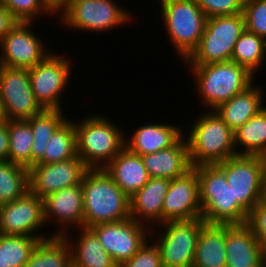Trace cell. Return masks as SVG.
<instances>
[{
  "label": "cell",
  "instance_id": "d4e9b609",
  "mask_svg": "<svg viewBox=\"0 0 266 267\" xmlns=\"http://www.w3.org/2000/svg\"><path fill=\"white\" fill-rule=\"evenodd\" d=\"M227 224L205 223L196 245L192 267H226Z\"/></svg>",
  "mask_w": 266,
  "mask_h": 267
},
{
  "label": "cell",
  "instance_id": "44dd1931",
  "mask_svg": "<svg viewBox=\"0 0 266 267\" xmlns=\"http://www.w3.org/2000/svg\"><path fill=\"white\" fill-rule=\"evenodd\" d=\"M122 191L131 198L150 179L140 155L124 147L104 168Z\"/></svg>",
  "mask_w": 266,
  "mask_h": 267
},
{
  "label": "cell",
  "instance_id": "f1b7e54d",
  "mask_svg": "<svg viewBox=\"0 0 266 267\" xmlns=\"http://www.w3.org/2000/svg\"><path fill=\"white\" fill-rule=\"evenodd\" d=\"M62 110H46L34 115L27 121L33 132L31 167L44 155L45 147L53 133L68 119Z\"/></svg>",
  "mask_w": 266,
  "mask_h": 267
},
{
  "label": "cell",
  "instance_id": "5b68a950",
  "mask_svg": "<svg viewBox=\"0 0 266 267\" xmlns=\"http://www.w3.org/2000/svg\"><path fill=\"white\" fill-rule=\"evenodd\" d=\"M77 155L89 169L104 168L124 147V131L112 121L97 115L74 121Z\"/></svg>",
  "mask_w": 266,
  "mask_h": 267
},
{
  "label": "cell",
  "instance_id": "1f68e13d",
  "mask_svg": "<svg viewBox=\"0 0 266 267\" xmlns=\"http://www.w3.org/2000/svg\"><path fill=\"white\" fill-rule=\"evenodd\" d=\"M9 152L11 163L31 168L33 132L27 120H8Z\"/></svg>",
  "mask_w": 266,
  "mask_h": 267
},
{
  "label": "cell",
  "instance_id": "52a82bcc",
  "mask_svg": "<svg viewBox=\"0 0 266 267\" xmlns=\"http://www.w3.org/2000/svg\"><path fill=\"white\" fill-rule=\"evenodd\" d=\"M245 30L243 13L207 18L198 47L184 63L213 64L231 61L235 44Z\"/></svg>",
  "mask_w": 266,
  "mask_h": 267
},
{
  "label": "cell",
  "instance_id": "ab89813d",
  "mask_svg": "<svg viewBox=\"0 0 266 267\" xmlns=\"http://www.w3.org/2000/svg\"><path fill=\"white\" fill-rule=\"evenodd\" d=\"M20 21L0 3V42Z\"/></svg>",
  "mask_w": 266,
  "mask_h": 267
},
{
  "label": "cell",
  "instance_id": "7bdbcfd3",
  "mask_svg": "<svg viewBox=\"0 0 266 267\" xmlns=\"http://www.w3.org/2000/svg\"><path fill=\"white\" fill-rule=\"evenodd\" d=\"M260 202L266 204V170L263 175L262 196Z\"/></svg>",
  "mask_w": 266,
  "mask_h": 267
},
{
  "label": "cell",
  "instance_id": "2e32d148",
  "mask_svg": "<svg viewBox=\"0 0 266 267\" xmlns=\"http://www.w3.org/2000/svg\"><path fill=\"white\" fill-rule=\"evenodd\" d=\"M30 26L20 22L1 40L0 65L31 69L51 53Z\"/></svg>",
  "mask_w": 266,
  "mask_h": 267
},
{
  "label": "cell",
  "instance_id": "4dcf8cb0",
  "mask_svg": "<svg viewBox=\"0 0 266 267\" xmlns=\"http://www.w3.org/2000/svg\"><path fill=\"white\" fill-rule=\"evenodd\" d=\"M266 59V40L255 33L245 30L236 42L231 61L256 74Z\"/></svg>",
  "mask_w": 266,
  "mask_h": 267
},
{
  "label": "cell",
  "instance_id": "30bf717a",
  "mask_svg": "<svg viewBox=\"0 0 266 267\" xmlns=\"http://www.w3.org/2000/svg\"><path fill=\"white\" fill-rule=\"evenodd\" d=\"M216 165L225 173L234 199L249 214L261 201L266 157L236 155Z\"/></svg>",
  "mask_w": 266,
  "mask_h": 267
},
{
  "label": "cell",
  "instance_id": "277c9868",
  "mask_svg": "<svg viewBox=\"0 0 266 267\" xmlns=\"http://www.w3.org/2000/svg\"><path fill=\"white\" fill-rule=\"evenodd\" d=\"M193 168L199 179L201 218L207 224H246L249 214L234 199L225 173L216 164Z\"/></svg>",
  "mask_w": 266,
  "mask_h": 267
},
{
  "label": "cell",
  "instance_id": "4316f807",
  "mask_svg": "<svg viewBox=\"0 0 266 267\" xmlns=\"http://www.w3.org/2000/svg\"><path fill=\"white\" fill-rule=\"evenodd\" d=\"M49 236L37 243L24 267H73L68 240L64 236Z\"/></svg>",
  "mask_w": 266,
  "mask_h": 267
},
{
  "label": "cell",
  "instance_id": "484cf974",
  "mask_svg": "<svg viewBox=\"0 0 266 267\" xmlns=\"http://www.w3.org/2000/svg\"><path fill=\"white\" fill-rule=\"evenodd\" d=\"M79 230L74 242L68 232L64 235L71 248L73 267H118L90 228Z\"/></svg>",
  "mask_w": 266,
  "mask_h": 267
},
{
  "label": "cell",
  "instance_id": "d6a6232c",
  "mask_svg": "<svg viewBox=\"0 0 266 267\" xmlns=\"http://www.w3.org/2000/svg\"><path fill=\"white\" fill-rule=\"evenodd\" d=\"M29 191L28 168L0 161V205L12 202Z\"/></svg>",
  "mask_w": 266,
  "mask_h": 267
},
{
  "label": "cell",
  "instance_id": "6da1fadb",
  "mask_svg": "<svg viewBox=\"0 0 266 267\" xmlns=\"http://www.w3.org/2000/svg\"><path fill=\"white\" fill-rule=\"evenodd\" d=\"M83 188V227L119 222L130 218V198L103 169H88Z\"/></svg>",
  "mask_w": 266,
  "mask_h": 267
},
{
  "label": "cell",
  "instance_id": "7402d4cb",
  "mask_svg": "<svg viewBox=\"0 0 266 267\" xmlns=\"http://www.w3.org/2000/svg\"><path fill=\"white\" fill-rule=\"evenodd\" d=\"M170 180L161 177L149 181L130 198V216L146 224H162V206L169 189ZM144 222V223H143ZM152 222V223H151Z\"/></svg>",
  "mask_w": 266,
  "mask_h": 267
},
{
  "label": "cell",
  "instance_id": "7c38bea8",
  "mask_svg": "<svg viewBox=\"0 0 266 267\" xmlns=\"http://www.w3.org/2000/svg\"><path fill=\"white\" fill-rule=\"evenodd\" d=\"M0 96L5 120H28L44 110L35 99L25 68L0 65Z\"/></svg>",
  "mask_w": 266,
  "mask_h": 267
},
{
  "label": "cell",
  "instance_id": "f546056e",
  "mask_svg": "<svg viewBox=\"0 0 266 267\" xmlns=\"http://www.w3.org/2000/svg\"><path fill=\"white\" fill-rule=\"evenodd\" d=\"M67 119L46 144L43 157L37 162L53 164L77 156L76 130L74 121Z\"/></svg>",
  "mask_w": 266,
  "mask_h": 267
},
{
  "label": "cell",
  "instance_id": "9a60e30c",
  "mask_svg": "<svg viewBox=\"0 0 266 267\" xmlns=\"http://www.w3.org/2000/svg\"><path fill=\"white\" fill-rule=\"evenodd\" d=\"M88 169L78 155L53 164L36 163L28 169L29 191L43 199L61 189L81 184Z\"/></svg>",
  "mask_w": 266,
  "mask_h": 267
},
{
  "label": "cell",
  "instance_id": "e0dca14e",
  "mask_svg": "<svg viewBox=\"0 0 266 267\" xmlns=\"http://www.w3.org/2000/svg\"><path fill=\"white\" fill-rule=\"evenodd\" d=\"M201 217L199 179L192 168L181 177L170 180L162 206V223Z\"/></svg>",
  "mask_w": 266,
  "mask_h": 267
},
{
  "label": "cell",
  "instance_id": "ba28073f",
  "mask_svg": "<svg viewBox=\"0 0 266 267\" xmlns=\"http://www.w3.org/2000/svg\"><path fill=\"white\" fill-rule=\"evenodd\" d=\"M62 25L74 30L110 31L130 22L131 13L114 0H69L58 12Z\"/></svg>",
  "mask_w": 266,
  "mask_h": 267
},
{
  "label": "cell",
  "instance_id": "8992f818",
  "mask_svg": "<svg viewBox=\"0 0 266 267\" xmlns=\"http://www.w3.org/2000/svg\"><path fill=\"white\" fill-rule=\"evenodd\" d=\"M159 3L169 41L185 61L198 47L207 16L195 0H161Z\"/></svg>",
  "mask_w": 266,
  "mask_h": 267
},
{
  "label": "cell",
  "instance_id": "836d02e7",
  "mask_svg": "<svg viewBox=\"0 0 266 267\" xmlns=\"http://www.w3.org/2000/svg\"><path fill=\"white\" fill-rule=\"evenodd\" d=\"M39 241L33 236L0 234V267H24Z\"/></svg>",
  "mask_w": 266,
  "mask_h": 267
},
{
  "label": "cell",
  "instance_id": "603a6c76",
  "mask_svg": "<svg viewBox=\"0 0 266 267\" xmlns=\"http://www.w3.org/2000/svg\"><path fill=\"white\" fill-rule=\"evenodd\" d=\"M175 125L151 123L137 127L131 137L125 139V147L132 153L143 156L173 146L184 134Z\"/></svg>",
  "mask_w": 266,
  "mask_h": 267
},
{
  "label": "cell",
  "instance_id": "ee69618b",
  "mask_svg": "<svg viewBox=\"0 0 266 267\" xmlns=\"http://www.w3.org/2000/svg\"><path fill=\"white\" fill-rule=\"evenodd\" d=\"M5 120V115L3 111V103H2V98L0 96V121Z\"/></svg>",
  "mask_w": 266,
  "mask_h": 267
},
{
  "label": "cell",
  "instance_id": "5bb4252c",
  "mask_svg": "<svg viewBox=\"0 0 266 267\" xmlns=\"http://www.w3.org/2000/svg\"><path fill=\"white\" fill-rule=\"evenodd\" d=\"M45 224L43 199L30 191L12 202L0 205V234L33 236L43 240L50 237L36 232L42 230Z\"/></svg>",
  "mask_w": 266,
  "mask_h": 267
},
{
  "label": "cell",
  "instance_id": "b9f144b4",
  "mask_svg": "<svg viewBox=\"0 0 266 267\" xmlns=\"http://www.w3.org/2000/svg\"><path fill=\"white\" fill-rule=\"evenodd\" d=\"M58 12L69 0H46Z\"/></svg>",
  "mask_w": 266,
  "mask_h": 267
},
{
  "label": "cell",
  "instance_id": "74e56055",
  "mask_svg": "<svg viewBox=\"0 0 266 267\" xmlns=\"http://www.w3.org/2000/svg\"><path fill=\"white\" fill-rule=\"evenodd\" d=\"M245 0H195L207 18L243 13Z\"/></svg>",
  "mask_w": 266,
  "mask_h": 267
},
{
  "label": "cell",
  "instance_id": "60d3db41",
  "mask_svg": "<svg viewBox=\"0 0 266 267\" xmlns=\"http://www.w3.org/2000/svg\"><path fill=\"white\" fill-rule=\"evenodd\" d=\"M9 152L8 120L0 121V161L7 160Z\"/></svg>",
  "mask_w": 266,
  "mask_h": 267
},
{
  "label": "cell",
  "instance_id": "8d00e7d4",
  "mask_svg": "<svg viewBox=\"0 0 266 267\" xmlns=\"http://www.w3.org/2000/svg\"><path fill=\"white\" fill-rule=\"evenodd\" d=\"M149 241L146 240L131 259L120 263L118 267H163L160 250L153 240L151 243Z\"/></svg>",
  "mask_w": 266,
  "mask_h": 267
},
{
  "label": "cell",
  "instance_id": "d6986e66",
  "mask_svg": "<svg viewBox=\"0 0 266 267\" xmlns=\"http://www.w3.org/2000/svg\"><path fill=\"white\" fill-rule=\"evenodd\" d=\"M226 267H266V251L247 224H227Z\"/></svg>",
  "mask_w": 266,
  "mask_h": 267
},
{
  "label": "cell",
  "instance_id": "ffe728a7",
  "mask_svg": "<svg viewBox=\"0 0 266 267\" xmlns=\"http://www.w3.org/2000/svg\"><path fill=\"white\" fill-rule=\"evenodd\" d=\"M183 135L173 146L141 156L150 178L172 180L186 174L193 167L189 158L187 139Z\"/></svg>",
  "mask_w": 266,
  "mask_h": 267
},
{
  "label": "cell",
  "instance_id": "4fadbf2b",
  "mask_svg": "<svg viewBox=\"0 0 266 267\" xmlns=\"http://www.w3.org/2000/svg\"><path fill=\"white\" fill-rule=\"evenodd\" d=\"M90 229L117 265L131 259L146 242L148 235L150 240L153 239L151 226L131 217L119 222L97 224Z\"/></svg>",
  "mask_w": 266,
  "mask_h": 267
},
{
  "label": "cell",
  "instance_id": "e575fe53",
  "mask_svg": "<svg viewBox=\"0 0 266 267\" xmlns=\"http://www.w3.org/2000/svg\"><path fill=\"white\" fill-rule=\"evenodd\" d=\"M20 22H34L41 14L56 15V11L46 0H0Z\"/></svg>",
  "mask_w": 266,
  "mask_h": 267
},
{
  "label": "cell",
  "instance_id": "ac0fdd59",
  "mask_svg": "<svg viewBox=\"0 0 266 267\" xmlns=\"http://www.w3.org/2000/svg\"><path fill=\"white\" fill-rule=\"evenodd\" d=\"M43 209L45 223L55 221L54 223L58 224L56 227L59 228L57 232H53V236H64L71 230L69 227L75 224L79 226L78 228H82L84 217L82 185L67 187L46 196L43 198Z\"/></svg>",
  "mask_w": 266,
  "mask_h": 267
},
{
  "label": "cell",
  "instance_id": "7a4b0ae2",
  "mask_svg": "<svg viewBox=\"0 0 266 267\" xmlns=\"http://www.w3.org/2000/svg\"><path fill=\"white\" fill-rule=\"evenodd\" d=\"M195 119L191 131L185 136L192 167L215 165L239 155L234 144V131L214 110L204 112Z\"/></svg>",
  "mask_w": 266,
  "mask_h": 267
},
{
  "label": "cell",
  "instance_id": "cb8c5ba5",
  "mask_svg": "<svg viewBox=\"0 0 266 267\" xmlns=\"http://www.w3.org/2000/svg\"><path fill=\"white\" fill-rule=\"evenodd\" d=\"M253 85L254 83L214 110L233 131H236L265 107L262 105L264 102L262 101L264 98L262 89L260 86Z\"/></svg>",
  "mask_w": 266,
  "mask_h": 267
},
{
  "label": "cell",
  "instance_id": "9c48e42d",
  "mask_svg": "<svg viewBox=\"0 0 266 267\" xmlns=\"http://www.w3.org/2000/svg\"><path fill=\"white\" fill-rule=\"evenodd\" d=\"M205 220L201 217L190 220H171L157 225L155 244L160 250L163 267H192L196 245ZM163 231V232H162ZM161 232V234H160Z\"/></svg>",
  "mask_w": 266,
  "mask_h": 267
},
{
  "label": "cell",
  "instance_id": "3957f363",
  "mask_svg": "<svg viewBox=\"0 0 266 267\" xmlns=\"http://www.w3.org/2000/svg\"><path fill=\"white\" fill-rule=\"evenodd\" d=\"M196 91L207 110H215L254 83V75L233 61L213 64H188Z\"/></svg>",
  "mask_w": 266,
  "mask_h": 267
},
{
  "label": "cell",
  "instance_id": "d590c367",
  "mask_svg": "<svg viewBox=\"0 0 266 267\" xmlns=\"http://www.w3.org/2000/svg\"><path fill=\"white\" fill-rule=\"evenodd\" d=\"M243 15L246 30L266 40V0H245Z\"/></svg>",
  "mask_w": 266,
  "mask_h": 267
},
{
  "label": "cell",
  "instance_id": "f35d334b",
  "mask_svg": "<svg viewBox=\"0 0 266 267\" xmlns=\"http://www.w3.org/2000/svg\"><path fill=\"white\" fill-rule=\"evenodd\" d=\"M266 251V204L258 202L250 211L246 223Z\"/></svg>",
  "mask_w": 266,
  "mask_h": 267
},
{
  "label": "cell",
  "instance_id": "8fae6325",
  "mask_svg": "<svg viewBox=\"0 0 266 267\" xmlns=\"http://www.w3.org/2000/svg\"><path fill=\"white\" fill-rule=\"evenodd\" d=\"M48 54L42 61L28 69L36 101L46 110H63L61 94L71 78V61L56 53Z\"/></svg>",
  "mask_w": 266,
  "mask_h": 267
},
{
  "label": "cell",
  "instance_id": "83f0119b",
  "mask_svg": "<svg viewBox=\"0 0 266 267\" xmlns=\"http://www.w3.org/2000/svg\"><path fill=\"white\" fill-rule=\"evenodd\" d=\"M234 144L239 155L266 157V107L234 131Z\"/></svg>",
  "mask_w": 266,
  "mask_h": 267
}]
</instances>
